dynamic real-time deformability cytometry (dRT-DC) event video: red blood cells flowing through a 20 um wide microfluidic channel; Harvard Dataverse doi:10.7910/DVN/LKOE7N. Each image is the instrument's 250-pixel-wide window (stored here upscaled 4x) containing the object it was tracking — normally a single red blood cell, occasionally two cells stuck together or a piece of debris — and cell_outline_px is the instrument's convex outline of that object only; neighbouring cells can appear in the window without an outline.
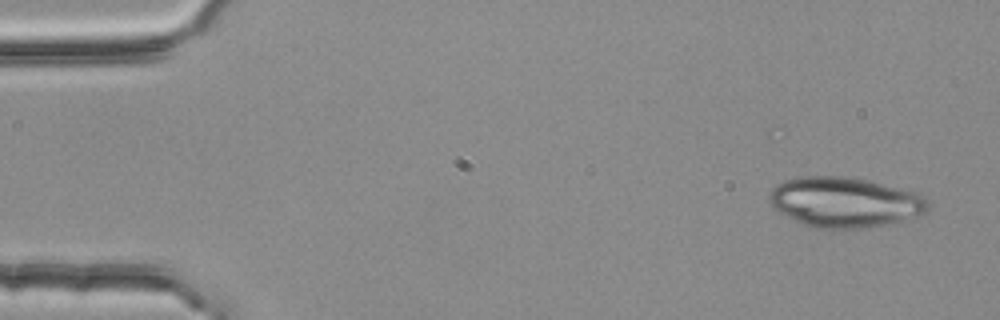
{"species": "common noctule bat (a hibernating species)", "species_latin": "Nyctalus noctula", "temperature_condition": "room temperature", "stored_images_in_passage": 3, "camera_frame_rate_fps": 3000, "um_per_image_px": 0.085, "animal": {"sex": "female", "body_mass_g": 25.1}, "frame": {"image": 1, "passage_image": 1, "time_ms": 0.0, "image_size_px": [1000, 320], "cell_outline_px": [[928, 212], [900, 224], [856, 228], [820, 228], [804, 224], [780, 212], [768, 200], [768, 196], [772, 188], [776, 184], [784, 180], [800, 176], [844, 176], [868, 180], [916, 192], [928, 204]], "centroid_in_image_um": [71.84, 17.19], "position_along_channel_um": 13.2, "area_um2": 46.53}}